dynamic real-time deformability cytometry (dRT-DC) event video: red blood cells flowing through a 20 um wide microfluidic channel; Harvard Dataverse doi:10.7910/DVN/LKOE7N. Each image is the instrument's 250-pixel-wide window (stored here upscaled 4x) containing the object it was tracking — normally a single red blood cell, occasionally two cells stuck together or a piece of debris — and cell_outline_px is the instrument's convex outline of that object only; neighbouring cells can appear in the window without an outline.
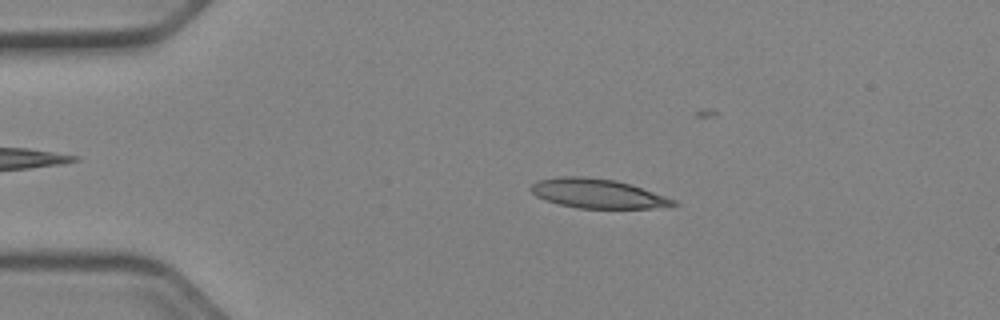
{"species": "Egyptian fruit bat (a non-hibernating species)", "species_latin": "Rousettus aegyptiacus", "temperature_condition": "cold", "stored_images_in_passage": 41, "camera_frame_rate_fps": 3000, "um_per_image_px": 0.085, "animal": {"sex": "female"}, "frame": {"image": 1, "passage_image": 10, "time_ms": 3.0, "image_size_px": [1000, 320], "cell_outline_px": [[680, 204], [668, 208], [580, 208], [560, 204], [544, 200], [536, 196], [528, 188], [536, 180], [556, 176], [580, 176], [616, 180], [676, 200]], "centroid_in_image_um": [50.77, 16.45], "position_along_channel_um": 34.2, "area_um2": 24.39}}
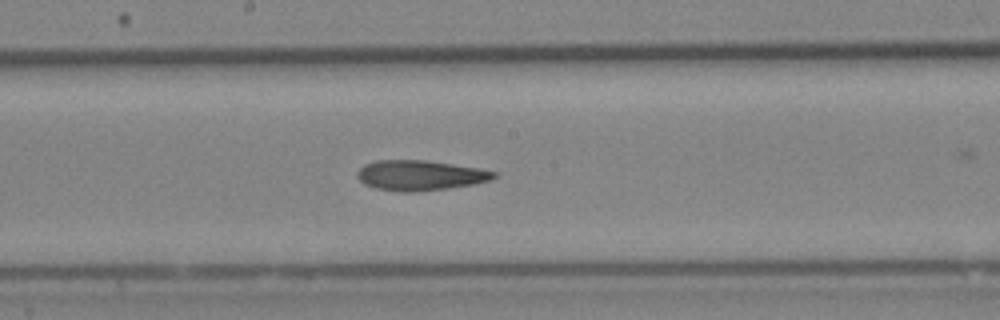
{"frame": {"image": 2, "passage_image": 27, "time_ms": 8.667, "image_size_px": [1000, 320], "cell_outline_px": [[496, 176], [492, 180], [472, 184], [448, 188], [412, 192], [400, 192], [376, 188], [364, 184], [356, 176], [356, 172], [364, 164], [376, 160], [424, 160], [480, 168], [496, 172]], "centroid_in_image_um": [35.68, 14.9], "position_along_channel_um": 212.5, "area_um2": 23.99}}
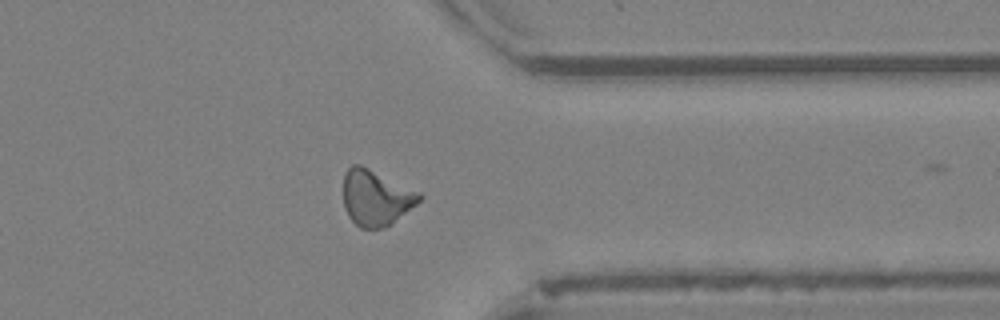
{"frame": {"image": 3, "passage_image": 40, "time_ms": 13.0, "image_size_px": [1000, 320], "cell_outline_px": [[424, 196], [416, 204], [388, 224], [380, 228], [360, 228], [348, 216], [344, 208], [344, 172], [352, 164], [360, 164], [420, 192]], "centroid_in_image_um": [31.92, 16.78], "position_along_channel_um": 379.5, "area_um2": 24.28}}